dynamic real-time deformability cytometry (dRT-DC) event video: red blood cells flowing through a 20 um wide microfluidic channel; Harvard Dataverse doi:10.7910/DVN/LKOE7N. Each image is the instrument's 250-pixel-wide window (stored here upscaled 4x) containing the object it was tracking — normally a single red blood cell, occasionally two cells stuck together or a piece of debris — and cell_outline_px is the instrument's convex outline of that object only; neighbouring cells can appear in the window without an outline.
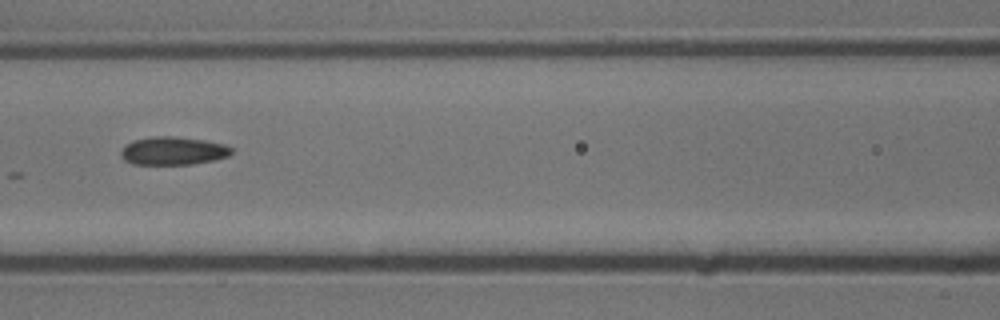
{"species": "common noctule bat (a hibernating species)", "species_latin": "Nyctalus noctula", "temperature_condition": "cold", "stored_images_in_passage": 9, "camera_frame_rate_fps": 3000, "um_per_image_px": 0.085, "animal": {"sex": "male", "body_mass_g": 13.3}, "frame": {"image": 1, "passage_image": 7, "time_ms": 2.0, "image_size_px": [1000, 320], "cell_outline_px": [[232, 152], [228, 156], [212, 160], [192, 164], [132, 164], [124, 160], [120, 156], [120, 152], [124, 144], [132, 140], [152, 136], [172, 136], [204, 140], [224, 144], [232, 148]], "centroid_in_image_um": [14.65, 12.81], "position_along_channel_um": 151.9, "area_um2": 18.21}}
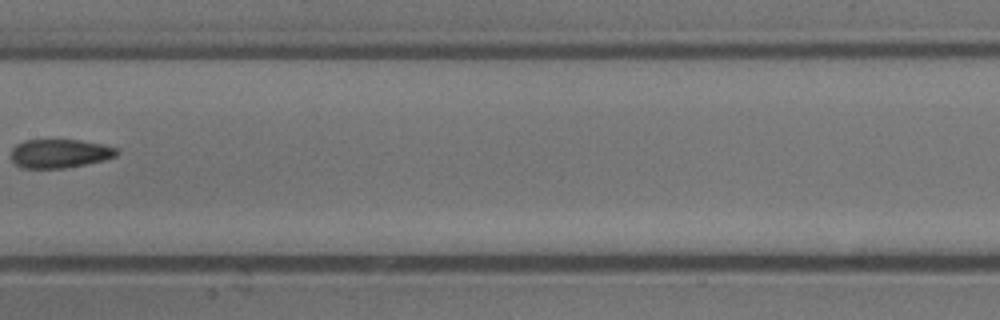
{"frame": {"image": 2, "passage_image": 8, "time_ms": 2.333, "image_size_px": [1000, 320], "cell_outline_px": [[120, 152], [116, 156], [104, 160], [64, 168], [24, 168], [16, 164], [12, 160], [12, 148], [16, 144], [24, 140], [80, 140], [104, 144], [120, 148]], "centroid_in_image_um": [5.12, 13.03], "position_along_channel_um": 202.3, "area_um2": 17.8}}
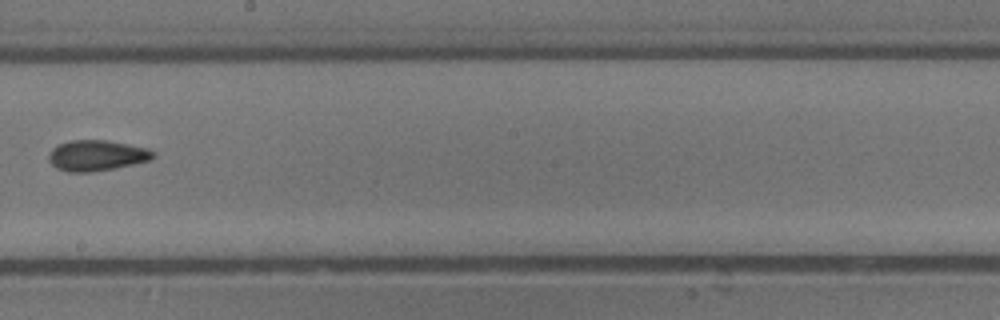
{"frame": {"image": 3, "passage_image": 9, "time_ms": 2.667, "image_size_px": [1000, 320], "cell_outline_px": [[156, 156], [148, 160], [116, 168], [88, 172], [68, 172], [56, 168], [48, 160], [48, 156], [52, 148], [56, 144], [68, 140], [108, 140], [148, 148], [156, 152]], "centroid_in_image_um": [8.2, 13.2], "position_along_channel_um": 240.0, "area_um2": 18.84}}